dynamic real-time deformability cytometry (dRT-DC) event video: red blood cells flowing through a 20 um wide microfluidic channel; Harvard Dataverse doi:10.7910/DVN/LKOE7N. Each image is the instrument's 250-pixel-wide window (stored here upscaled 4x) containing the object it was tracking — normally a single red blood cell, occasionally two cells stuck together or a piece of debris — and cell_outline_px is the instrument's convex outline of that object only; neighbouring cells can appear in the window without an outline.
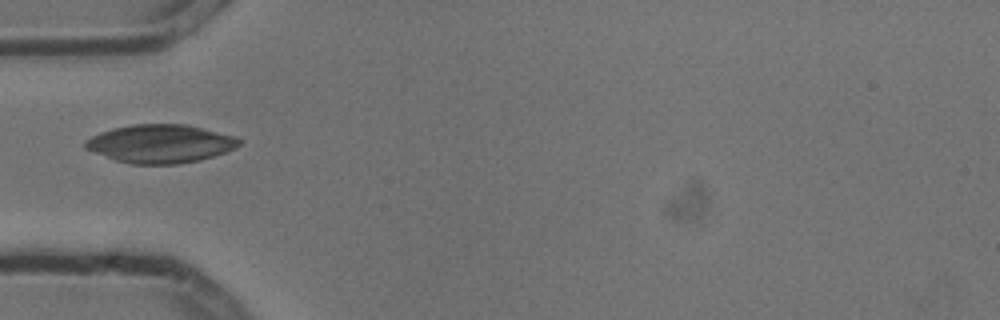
{"species": "common noctule bat (a hibernating species)", "species_latin": "Nyctalus noctula", "temperature_condition": "cold", "stored_images_in_passage": 1, "camera_frame_rate_fps": 3000, "um_per_image_px": 0.085, "animal": {"sex": "male", "body_mass_g": 13.3}, "frame": {"image": 1, "passage_image": 1, "time_ms": 0.0, "image_size_px": [1000, 320], "cell_outline_px": [[244, 140], [236, 148], [228, 152], [200, 160], [176, 164], [132, 164], [116, 160], [84, 148], [84, 140], [100, 132], [112, 128], [132, 124], [188, 124], [236, 136]], "centroid_in_image_um": [13.68, 12.21], "position_along_channel_um": 71.3, "area_um2": 34.68}}